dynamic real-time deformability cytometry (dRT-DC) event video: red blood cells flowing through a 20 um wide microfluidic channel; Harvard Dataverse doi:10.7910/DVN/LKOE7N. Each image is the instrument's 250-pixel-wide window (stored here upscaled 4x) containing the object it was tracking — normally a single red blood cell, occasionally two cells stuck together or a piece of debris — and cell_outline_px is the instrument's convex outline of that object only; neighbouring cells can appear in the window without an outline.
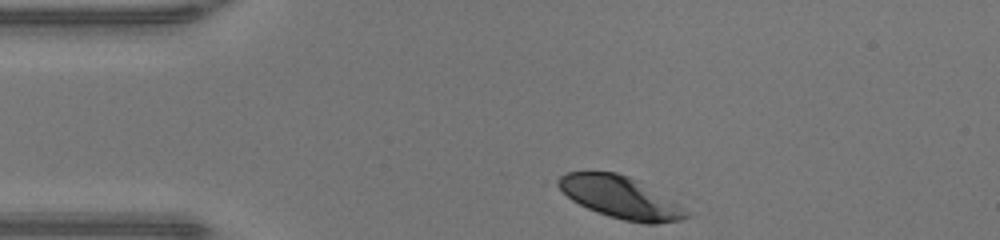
{"species": "human", "species_latin": "Homo sapiens", "temperature_condition": "warm", "stored_images_in_passage": 31, "camera_frame_rate_fps": 3000, "um_per_image_px": 0.085, "donor": {"sex": "male"}, "frame": {"image": 1, "passage_image": 1, "time_ms": 0.0, "image_size_px": [1000, 240], "cell_outline_px": [[692, 216], [680, 220], [656, 224], [644, 224], [624, 220], [608, 216], [596, 212], [572, 200], [556, 184], [556, 180], [564, 172], [616, 172], [628, 176], [636, 180], [676, 204]], "centroid_in_image_um": [52.67, 16.79], "position_along_channel_um": 32.3, "area_um2": 30.63}}
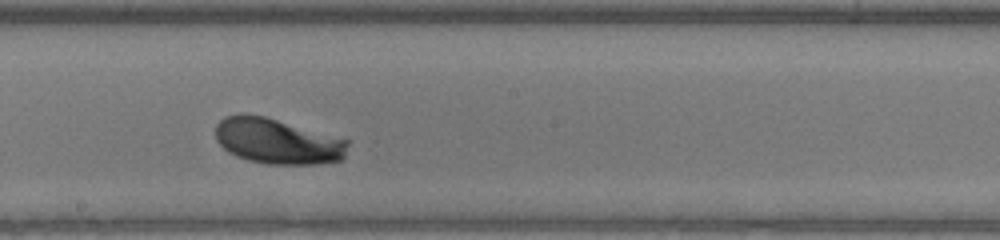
{"frame": {"image": 2, "passage_image": 18, "time_ms": 5.667, "image_size_px": [1000, 240], "cell_outline_px": [[348, 144], [344, 156], [340, 160], [316, 164], [268, 164], [248, 160], [236, 156], [228, 152], [216, 140], [216, 124], [224, 116], [240, 112], [244, 112], [264, 116], [348, 140]], "centroid_in_image_um": [23.51, 11.99], "position_along_channel_um": 224.7, "area_um2": 35.03}}
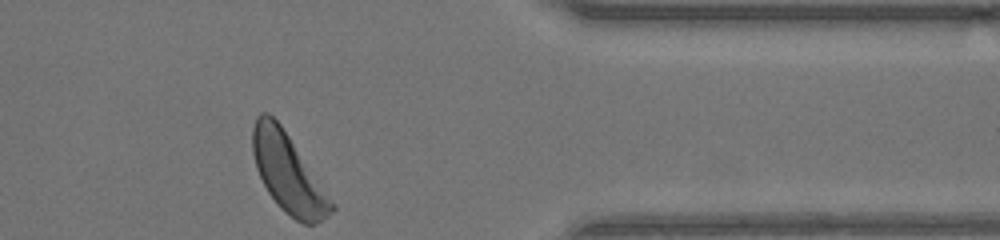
{"frame": {"image": 3, "passage_image": 31, "time_ms": 10.0, "image_size_px": [1000, 240], "cell_outline_px": [[336, 208], [332, 212], [316, 224], [304, 224], [296, 220], [284, 212], [280, 208], [268, 192], [256, 168], [252, 152], [252, 128], [256, 116], [260, 112], [268, 112], [280, 124], [336, 204]], "centroid_in_image_um": [24.49, 14.72], "position_along_channel_um": 386.9, "area_um2": 36.01}, "authors_computed_cell_mechanics": {"area_um2": 34.68, "velocity_mm_per_s": 4.2275, "shape_relaxation_time_tau1_ms": 2.0362, "shape_relaxation_time_tau2_ms": null, "deformation_change_tau1": 0.1409, "deformation_change_tau2": null}}